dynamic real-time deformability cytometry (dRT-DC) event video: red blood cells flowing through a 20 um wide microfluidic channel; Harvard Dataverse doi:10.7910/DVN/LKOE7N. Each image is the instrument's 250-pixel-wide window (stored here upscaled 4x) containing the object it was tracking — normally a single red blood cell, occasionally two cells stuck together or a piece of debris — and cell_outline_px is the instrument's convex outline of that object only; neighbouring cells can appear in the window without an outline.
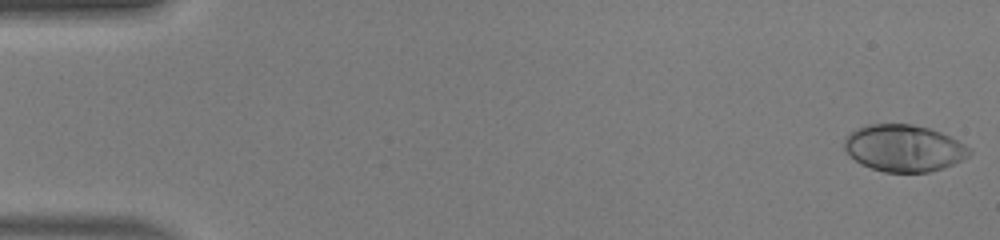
{"species": "human", "species_latin": "Homo sapiens", "temperature_condition": "warm", "stored_images_in_passage": 49, "camera_frame_rate_fps": 3000, "um_per_image_px": 0.085, "donor": {"sex": "male"}, "frame": {"image": 1, "passage_image": 1, "time_ms": 0.0, "image_size_px": [1000, 240], "cell_outline_px": [[972, 152], [964, 160], [944, 168], [928, 172], [884, 172], [860, 164], [844, 148], [844, 136], [856, 128], [868, 124], [908, 124], [928, 128], [940, 132], [964, 144]], "centroid_in_image_um": [76.81, 12.59], "position_along_channel_um": 8.2, "area_um2": 34.04}}
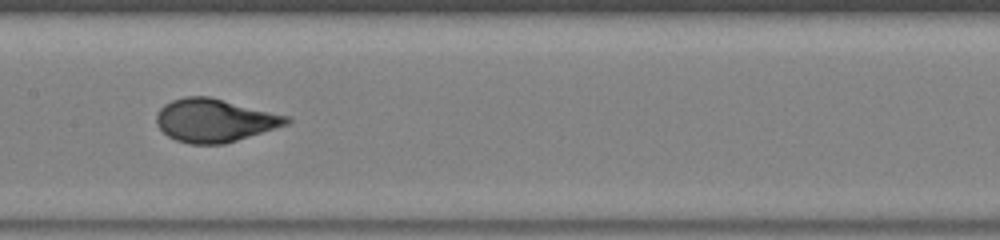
{"frame": {"image": 2, "passage_image": 25, "time_ms": 8.0, "image_size_px": [1000, 240], "cell_outline_px": [[292, 120], [288, 124], [224, 144], [192, 144], [176, 140], [168, 136], [156, 124], [156, 116], [160, 108], [164, 104], [172, 100], [184, 96], [208, 96], [292, 116]], "centroid_in_image_um": [18.26, 10.22], "position_along_channel_um": 189.1, "area_um2": 32.77}}
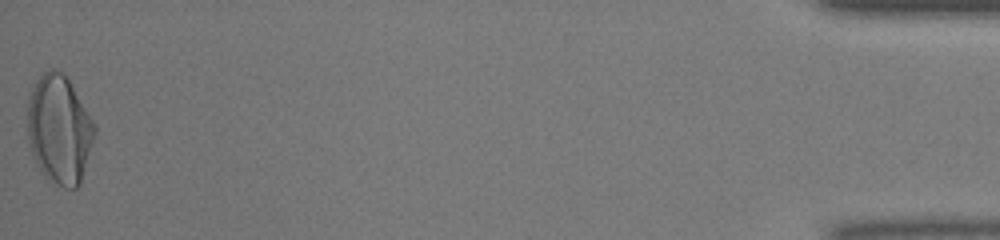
{"frame": {"image": 3, "passage_image": 49, "time_ms": 16.0, "image_size_px": [1000, 240], "cell_outline_px": [[96, 136], [80, 184], [76, 188], [64, 188], [48, 180], [44, 176], [36, 164], [28, 140], [28, 100], [32, 88], [36, 80], [44, 72], [52, 68], [60, 72], [68, 80], [96, 124]], "centroid_in_image_um": [5.06, 11.04], "position_along_channel_um": 430.1, "area_um2": 42.54}, "authors_computed_cell_mechanics": {"area_um2": 32.8882, "velocity_mm_per_s": 4.2297, "shape_relaxation_time_tau1_ms": 4.9303, "shape_relaxation_time_tau2_ms": null, "deformation_change_tau1": 0.2579, "deformation_change_tau2": null}}